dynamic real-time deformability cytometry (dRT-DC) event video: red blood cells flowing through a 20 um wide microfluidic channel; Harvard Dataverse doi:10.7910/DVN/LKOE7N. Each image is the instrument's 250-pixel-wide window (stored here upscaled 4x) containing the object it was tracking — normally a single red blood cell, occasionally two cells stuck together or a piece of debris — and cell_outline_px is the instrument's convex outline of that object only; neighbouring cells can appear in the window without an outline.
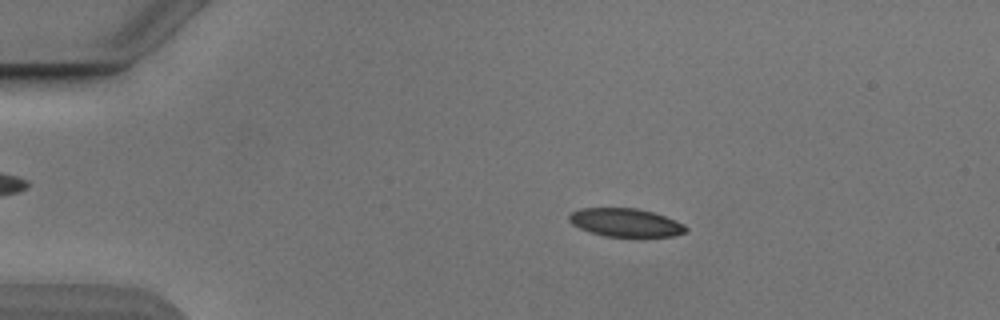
{"species": "Egyptian fruit bat (a non-hibernating species)", "species_latin": "Rousettus aegyptiacus", "temperature_condition": "cold", "stored_images_in_passage": 53, "camera_frame_rate_fps": 3000, "um_per_image_px": 0.085, "animal": {"sex": "male"}, "frame": {"image": 1, "passage_image": 10, "time_ms": 3.0, "image_size_px": [1000, 320], "cell_outline_px": [[688, 232], [672, 236], [604, 236], [588, 232], [572, 224], [568, 220], [568, 216], [572, 212], [580, 208], [636, 208], [652, 212], [664, 216], [684, 224], [688, 228]], "centroid_in_image_um": [53.15, 18.92], "position_along_channel_um": 31.8, "area_um2": 19.19}}
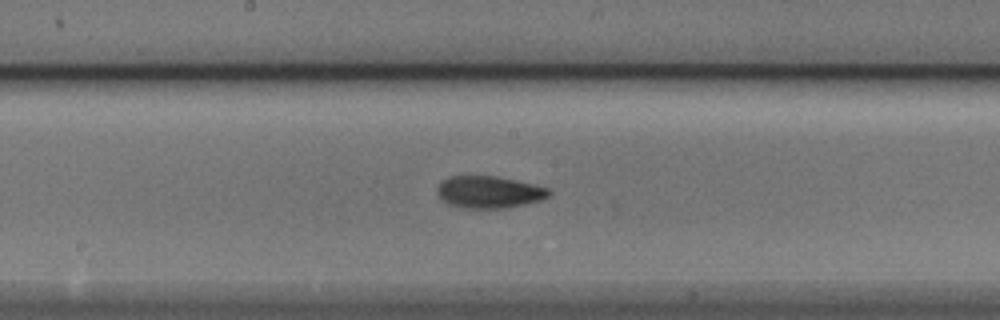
{"frame": {"image": 2, "passage_image": 28, "time_ms": 9.0, "image_size_px": [1000, 320], "cell_outline_px": [[552, 192], [544, 200], [524, 204], [500, 208], [464, 208], [448, 204], [436, 192], [436, 188], [440, 180], [448, 176], [496, 176], [532, 184], [548, 188]], "centroid_in_image_um": [41.54, 16.32], "position_along_channel_um": 206.7, "area_um2": 20.87}}
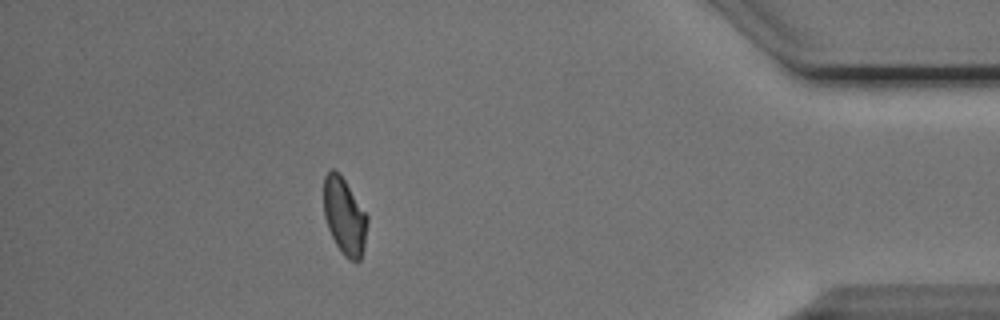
{"frame": {"image": 3, "passage_image": 47, "time_ms": 15.333, "image_size_px": [1000, 320], "cell_outline_px": [[368, 220], [364, 248], [360, 260], [348, 260], [340, 252], [328, 228], [324, 216], [324, 176], [332, 168], [344, 180], [368, 216]], "centroid_in_image_um": [29.28, 18.42], "position_along_channel_um": 405.9, "area_um2": 19.31}, "authors_computed_cell_mechanics": {"area_um2": 20.1144, "velocity_mm_per_s": 3.867, "shape_relaxation_time_tau1_ms": 5.1738, "shape_relaxation_time_tau2_ms": 3.0598, "deformation_change_tau1": 0.1237, "deformation_change_tau2": 0.0786}}